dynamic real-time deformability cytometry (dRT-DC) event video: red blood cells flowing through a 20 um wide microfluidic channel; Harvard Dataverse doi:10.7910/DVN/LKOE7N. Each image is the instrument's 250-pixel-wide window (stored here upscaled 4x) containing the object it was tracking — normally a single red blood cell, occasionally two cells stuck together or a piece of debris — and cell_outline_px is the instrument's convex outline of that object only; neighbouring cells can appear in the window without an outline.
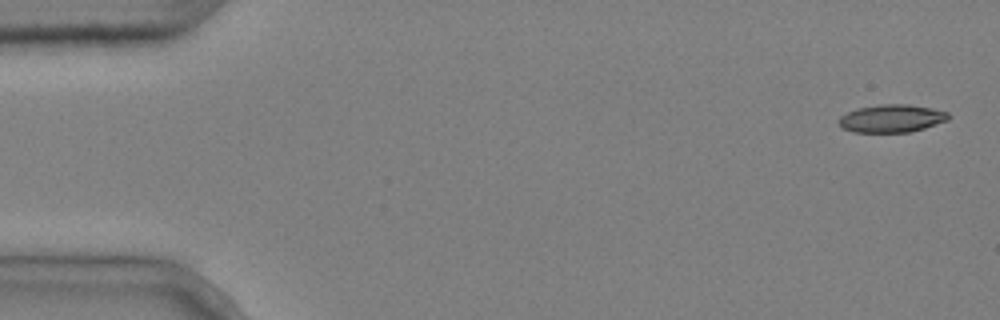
{"species": "common noctule bat (a hibernating species)", "species_latin": "Nyctalus noctula", "temperature_condition": "cold", "stored_images_in_passage": 5, "camera_frame_rate_fps": 3000, "um_per_image_px": 0.085, "animal": {"sex": "male", "body_mass_g": 20.4}, "frame": {"image": 1, "passage_image": 1, "time_ms": 0.0, "image_size_px": [1000, 320], "cell_outline_px": [[948, 120], [924, 128], [908, 132], [852, 132], [844, 128], [836, 120], [840, 116], [856, 108], [880, 104], [908, 104], [932, 108], [948, 112]], "centroid_in_image_um": [75.76, 10.06], "position_along_channel_um": 9.2, "area_um2": 17.74}}